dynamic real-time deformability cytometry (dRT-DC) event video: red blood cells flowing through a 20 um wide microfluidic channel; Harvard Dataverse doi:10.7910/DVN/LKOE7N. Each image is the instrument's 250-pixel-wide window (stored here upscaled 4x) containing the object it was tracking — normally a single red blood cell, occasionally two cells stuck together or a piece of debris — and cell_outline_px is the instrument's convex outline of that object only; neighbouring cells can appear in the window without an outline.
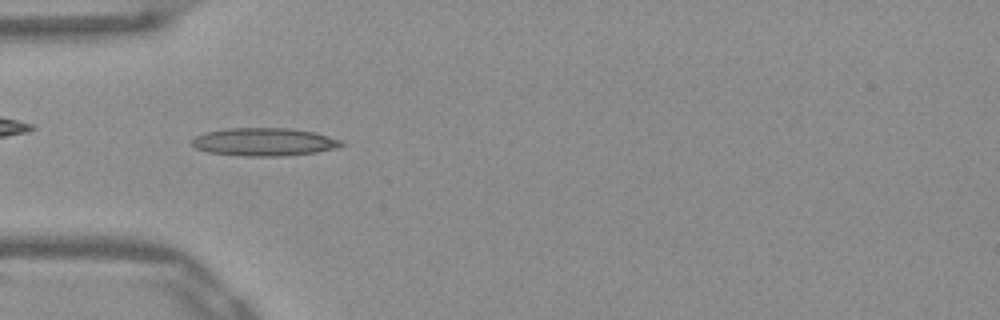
{"species": "Egyptian fruit bat (a non-hibernating species)", "species_latin": "Rousettus aegyptiacus", "temperature_condition": "warm", "stored_images_in_passage": 49, "camera_frame_rate_fps": 3000, "um_per_image_px": 0.085, "frame": {"image": 1, "passage_image": 13, "time_ms": 4.0, "image_size_px": [1000, 320], "cell_outline_px": [[344, 144], [340, 148], [316, 152], [280, 156], [248, 156], [208, 152], [196, 148], [192, 144], [192, 140], [196, 136], [204, 132], [228, 128], [288, 128], [312, 132], [328, 136], [340, 140]], "centroid_in_image_um": [22.45, 12.06], "position_along_channel_um": 62.5, "area_um2": 24.22}}
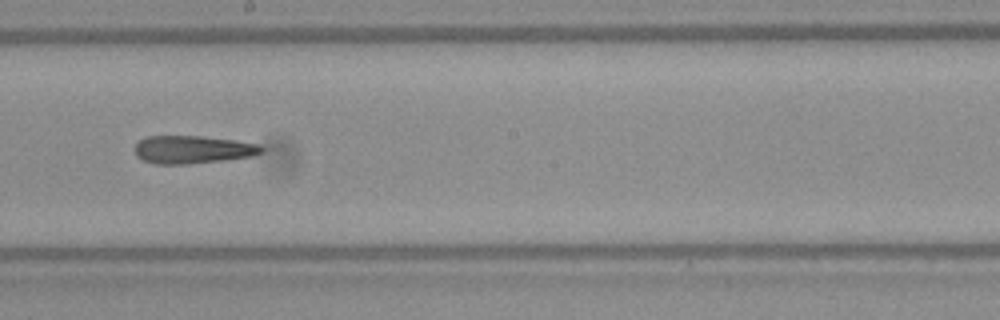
{"frame": {"image": 2, "passage_image": 26, "time_ms": 8.333, "image_size_px": [1000, 320], "cell_outline_px": [[264, 152], [252, 156], [224, 160], [188, 164], [156, 164], [144, 160], [136, 156], [136, 144], [144, 136], [200, 136], [232, 140], [260, 144], [264, 148]], "centroid_in_image_um": [16.4, 12.71], "position_along_channel_um": 231.8, "area_um2": 20.58}}
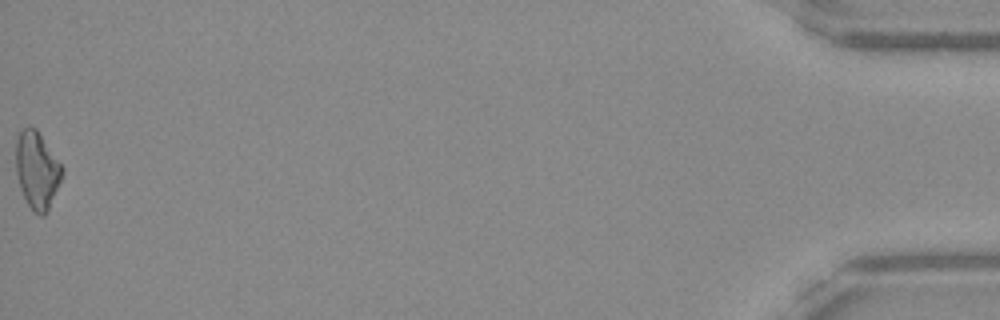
{"frame": {"image": 3, "passage_image": 49, "time_ms": 16.0, "image_size_px": [1000, 320], "cell_outline_px": [[64, 172], [48, 212], [44, 216], [40, 216], [32, 212], [20, 188], [16, 172], [16, 140], [20, 132], [24, 128], [36, 128], [64, 168]], "centroid_in_image_um": [3.16, 14.51], "position_along_channel_um": 432.0, "area_um2": 20.81}, "authors_computed_cell_mechanics": {"area_um2": 20.9236, "velocity_mm_per_s": 3.9214, "shape_relaxation_time_tau1_ms": null, "shape_relaxation_time_tau2_ms": 3.8572, "deformation_change_tau1": null, "deformation_change_tau2": 0.1723}}